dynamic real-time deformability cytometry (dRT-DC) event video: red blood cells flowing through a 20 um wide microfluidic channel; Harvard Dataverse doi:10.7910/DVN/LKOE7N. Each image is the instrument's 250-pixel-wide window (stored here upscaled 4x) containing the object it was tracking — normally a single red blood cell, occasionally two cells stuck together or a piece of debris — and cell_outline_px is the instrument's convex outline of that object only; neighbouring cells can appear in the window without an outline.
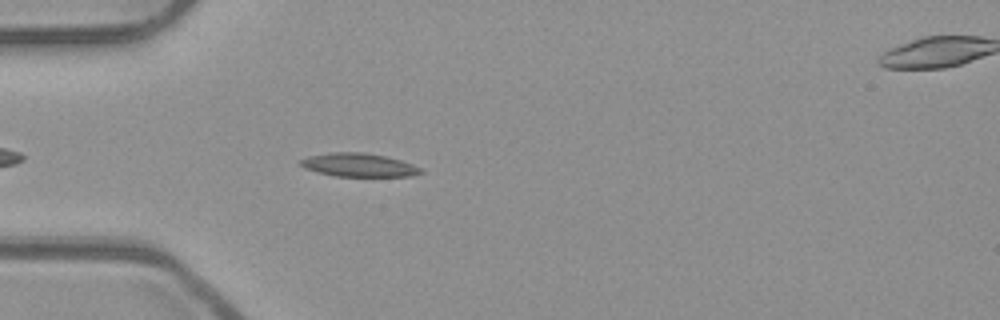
{"species": "common noctule bat (a hibernating species)", "species_latin": "Nyctalus noctula", "temperature_condition": "room temperature", "stored_images_in_passage": 42, "camera_frame_rate_fps": 3000, "um_per_image_px": 0.085, "animal": {"sex": "male", "body_mass_g": 23.1, "forearm_length_mm": 52.7}, "frame": {"image": 1, "passage_image": 5, "time_ms": 1.333, "image_size_px": [1000, 320], "cell_outline_px": [[424, 172], [412, 176], [336, 176], [316, 172], [304, 168], [300, 164], [300, 160], [308, 156], [332, 152], [364, 152], [384, 156], [400, 160], [412, 164], [420, 168]], "centroid_in_image_um": [30.47, 14.02], "position_along_channel_um": 54.5, "area_um2": 16.36}}
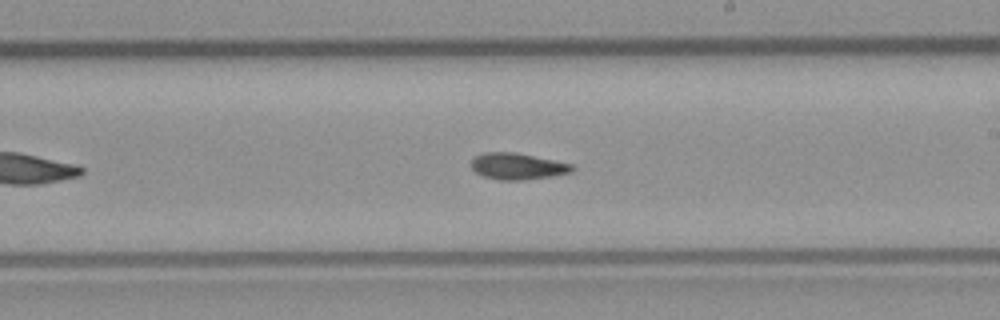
{"frame": {"image": 2, "passage_image": 20, "time_ms": 6.333, "image_size_px": [1000, 320], "cell_outline_px": [[576, 168], [572, 172], [552, 176], [524, 180], [500, 180], [484, 176], [476, 172], [472, 168], [472, 160], [476, 156], [484, 152], [512, 152], [572, 164]], "centroid_in_image_um": [44.0, 14.14], "position_along_channel_um": 245.0, "area_um2": 15.32}}
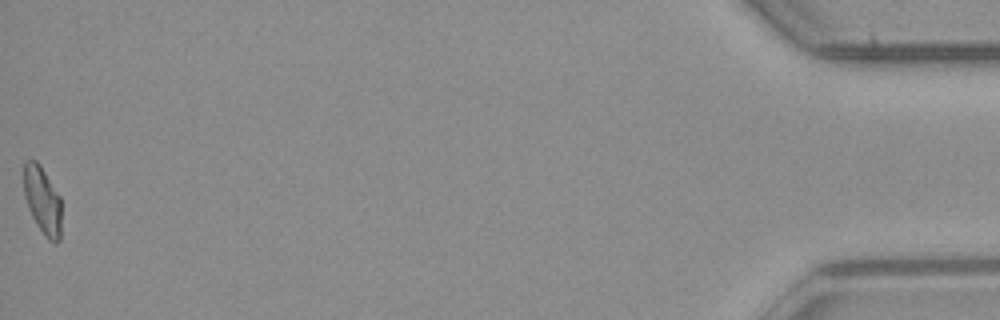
{"frame": {"image": 3, "passage_image": 42, "time_ms": 13.667, "image_size_px": [1000, 320], "cell_outline_px": [[60, 240], [56, 244], [48, 240], [36, 224], [28, 208], [24, 196], [24, 160], [36, 160], [40, 164], [60, 196]], "centroid_in_image_um": [3.6, 17.03], "position_along_channel_um": 431.6, "area_um2": 14.85}, "authors_computed_cell_mechanics": {"area_um2": 15.3748, "velocity_mm_per_s": 3.9622, "shape_relaxation_time_tau1_ms": null, "shape_relaxation_time_tau2_ms": 3.499, "deformation_change_tau1": null, "deformation_change_tau2": 0.0913}}